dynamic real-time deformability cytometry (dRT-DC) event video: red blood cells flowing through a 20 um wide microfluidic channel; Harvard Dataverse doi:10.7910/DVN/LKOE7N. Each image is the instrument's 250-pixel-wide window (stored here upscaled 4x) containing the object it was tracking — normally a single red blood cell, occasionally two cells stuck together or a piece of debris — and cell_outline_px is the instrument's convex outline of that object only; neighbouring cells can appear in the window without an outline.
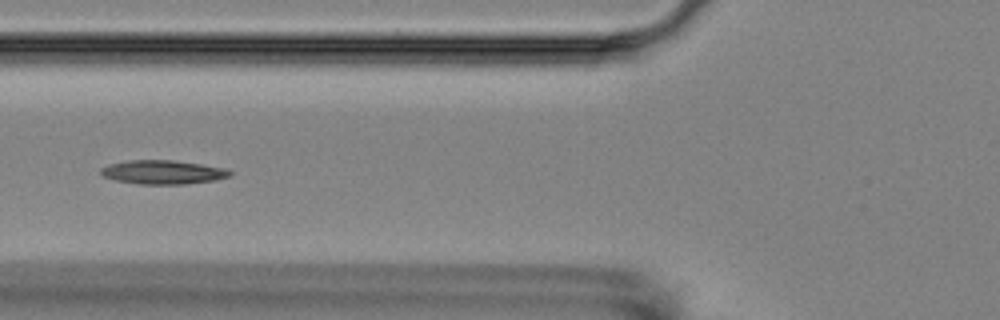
{"species": "Egyptian fruit bat (a non-hibernating species)", "species_latin": "Rousettus aegyptiacus", "temperature_condition": "room temperature", "stored_images_in_passage": 15, "camera_frame_rate_fps": 3000, "um_per_image_px": 0.085, "animal": {"sex": "female"}, "frame": {"image": 1, "passage_image": 5, "time_ms": 5.667, "image_size_px": [1000, 320], "cell_outline_px": [[232, 176], [216, 180], [184, 184], [140, 184], [116, 180], [104, 176], [100, 172], [100, 168], [108, 164], [128, 160], [172, 160], [228, 168], [232, 172]], "centroid_in_image_um": [13.88, 14.63], "position_along_channel_um": 111.9, "area_um2": 18.03}}
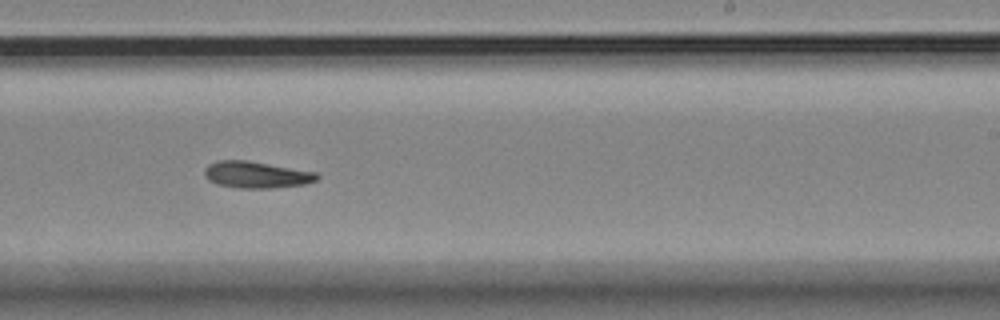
{"frame": {"image": 2, "passage_image": 9, "time_ms": 10.0, "image_size_px": [1000, 320], "cell_outline_px": [[320, 176], [316, 180], [304, 184], [272, 188], [236, 188], [216, 184], [208, 180], [204, 176], [204, 168], [208, 164], [216, 160], [248, 160], [316, 172]], "centroid_in_image_um": [21.74, 14.85], "position_along_channel_um": 267.3, "area_um2": 17.63}}
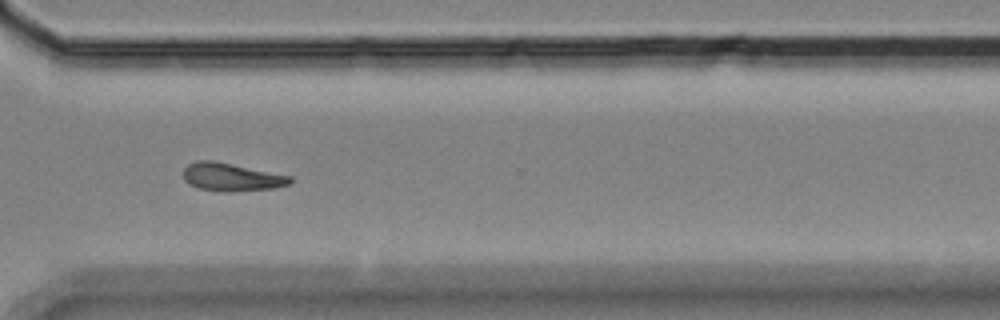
{"frame": {"image": 3, "passage_image": 11, "time_ms": 12.333, "image_size_px": [1000, 320], "cell_outline_px": [[292, 184], [276, 188], [228, 192], [224, 192], [200, 188], [188, 184], [184, 180], [184, 168], [188, 164], [196, 160], [212, 160], [292, 176]], "centroid_in_image_um": [19.69, 15.05], "position_along_channel_um": 350.9, "area_um2": 17.51}}